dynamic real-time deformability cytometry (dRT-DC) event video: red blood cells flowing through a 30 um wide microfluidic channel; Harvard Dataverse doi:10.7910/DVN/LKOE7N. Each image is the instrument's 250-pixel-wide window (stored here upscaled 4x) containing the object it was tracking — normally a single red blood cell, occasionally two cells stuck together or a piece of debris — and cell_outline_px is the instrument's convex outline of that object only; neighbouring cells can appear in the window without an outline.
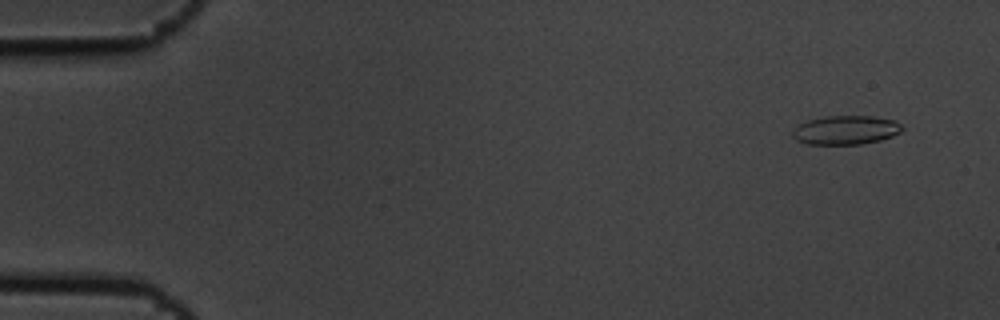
{"species": "common noctule bat (a hibernating species)", "species_latin": "Nyctalus noctula", "temperature_condition": "cold", "stored_images_in_passage": 10, "camera_frame_rate_fps": 3000, "um_per_image_px": 0.085, "animal": {"sex": "male", "body_mass_g": 19.5, "forearm_length_mm": 54.6}, "frame": {"image": 1, "passage_image": 1, "time_ms": 0.0, "image_size_px": [1000, 320], "cell_outline_px": [[904, 128], [900, 132], [892, 136], [880, 140], [860, 144], [808, 144], [796, 140], [792, 136], [792, 132], [800, 124], [808, 120], [824, 116], [872, 116], [896, 120]], "centroid_in_image_um": [71.91, 11.05], "position_along_channel_um": 13.1, "area_um2": 18.44}}
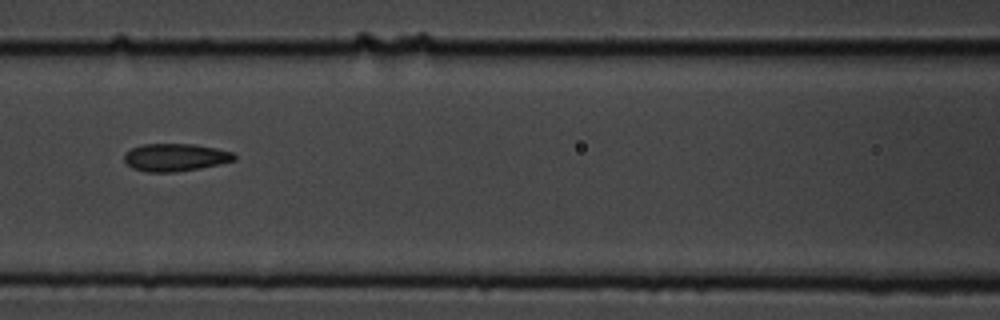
{"frame": {"image": 2, "passage_image": 7, "time_ms": 2.0, "image_size_px": [1000, 320], "cell_outline_px": [[236, 160], [220, 164], [200, 168], [176, 172], [148, 172], [132, 168], [124, 160], [124, 156], [132, 148], [140, 144], [196, 144], [216, 148], [232, 152], [236, 156]], "centroid_in_image_um": [14.92, 13.37], "position_along_channel_um": 151.7, "area_um2": 17.74}}
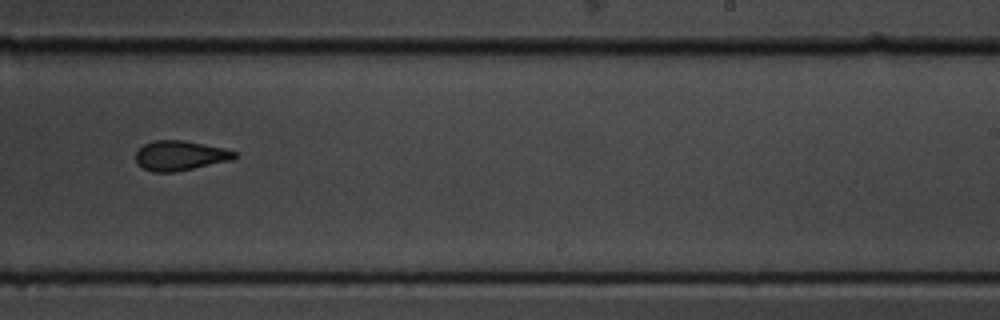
{"frame": {"image": 3, "passage_image": 10, "time_ms": 3.0, "image_size_px": [1000, 320], "cell_outline_px": [[236, 156], [232, 160], [176, 172], [152, 172], [136, 164], [136, 152], [144, 144], [152, 140], [184, 140], [224, 148], [236, 152]], "centroid_in_image_um": [15.29, 13.23], "position_along_channel_um": 273.7, "area_um2": 17.22}}